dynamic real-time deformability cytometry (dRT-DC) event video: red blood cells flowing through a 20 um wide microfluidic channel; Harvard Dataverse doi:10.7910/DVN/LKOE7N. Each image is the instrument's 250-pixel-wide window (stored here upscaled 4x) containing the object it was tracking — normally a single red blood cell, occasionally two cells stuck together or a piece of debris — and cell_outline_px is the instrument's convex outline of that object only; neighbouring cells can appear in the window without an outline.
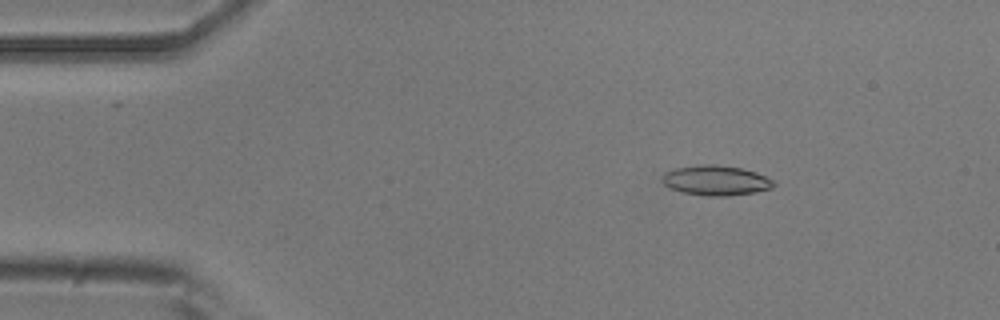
{"species": "common noctule bat (a hibernating species)", "species_latin": "Nyctalus noctula", "temperature_condition": "room temperature", "stored_images_in_passage": 53, "camera_frame_rate_fps": 3000, "um_per_image_px": 0.085, "animal": {"sex": "male", "body_mass_g": 20.5, "forearm_length_mm": 52.5}, "frame": {"image": 1, "passage_image": 8, "time_ms": 2.333, "image_size_px": [1000, 320], "cell_outline_px": [[776, 184], [772, 188], [756, 192], [724, 196], [708, 196], [684, 192], [668, 188], [664, 184], [664, 172], [676, 168], [700, 164], [712, 164], [740, 168], [756, 172], [776, 180]], "centroid_in_image_um": [60.9, 15.33], "position_along_channel_um": 24.1, "area_um2": 19.42}}
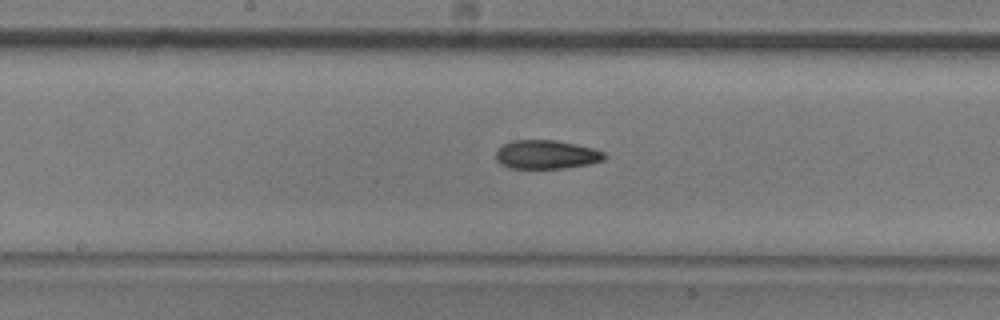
{"frame": {"image": 2, "passage_image": 27, "time_ms": 8.667, "image_size_px": [1000, 320], "cell_outline_px": [[608, 156], [604, 160], [588, 164], [564, 168], [508, 168], [500, 164], [496, 160], [496, 148], [500, 144], [512, 140], [556, 140], [576, 144], [592, 148], [604, 152]], "centroid_in_image_um": [46.4, 13.13], "position_along_channel_um": 201.8, "area_um2": 18.44}}
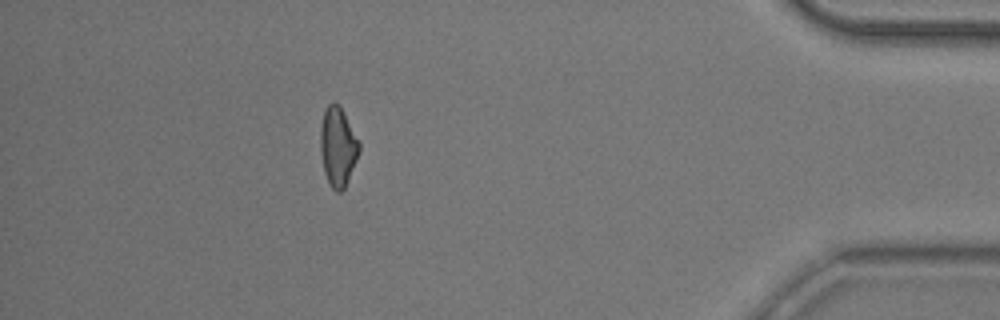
{"frame": {"image": 3, "passage_image": 47, "time_ms": 15.333, "image_size_px": [1000, 320], "cell_outline_px": [[360, 148], [356, 160], [344, 188], [340, 192], [336, 192], [328, 184], [324, 172], [320, 152], [320, 128], [324, 112], [328, 104], [332, 100], [340, 104], [360, 144]], "centroid_in_image_um": [28.69, 12.44], "position_along_channel_um": 406.5, "area_um2": 17.92}, "authors_computed_cell_mechanics": {"area_um2": 18.4382, "velocity_mm_per_s": 3.842, "shape_relaxation_time_tau1_ms": null, "shape_relaxation_time_tau2_ms": 5.8033, "deformation_change_tau1": null, "deformation_change_tau2": 0.1456}}